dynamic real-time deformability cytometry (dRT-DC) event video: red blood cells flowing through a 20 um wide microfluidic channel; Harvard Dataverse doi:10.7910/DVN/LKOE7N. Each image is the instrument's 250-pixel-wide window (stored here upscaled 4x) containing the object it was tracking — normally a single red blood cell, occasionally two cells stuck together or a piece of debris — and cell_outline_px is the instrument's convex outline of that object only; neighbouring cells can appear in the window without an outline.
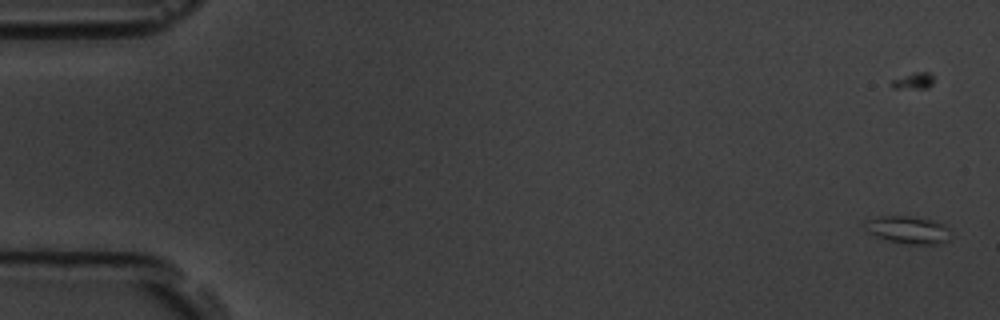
{"species": "common noctule bat (a hibernating species)", "species_latin": "Nyctalus noctula", "temperature_condition": "room temperature", "stored_images_in_passage": 8, "camera_frame_rate_fps": 3000, "um_per_image_px": 0.085, "animal": {"sex": "male", "body_mass_g": 19.5, "forearm_length_mm": 54.6}, "frame": {"image": 1, "passage_image": 1, "time_ms": 0.0, "image_size_px": [1000, 320], "cell_outline_px": [[944, 240], [940, 244], [912, 244], [888, 240], [876, 236], [868, 232], [864, 228], [864, 224], [868, 220], [876, 216], [908, 216], [932, 220], [944, 224]], "centroid_in_image_um": [77.05, 19.52], "position_along_channel_um": 8.0, "area_um2": 13.12}}